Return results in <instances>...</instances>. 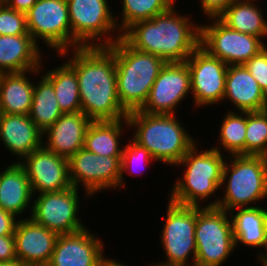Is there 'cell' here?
<instances>
[{
  "instance_id": "6da1fadb",
  "label": "cell",
  "mask_w": 267,
  "mask_h": 266,
  "mask_svg": "<svg viewBox=\"0 0 267 266\" xmlns=\"http://www.w3.org/2000/svg\"><path fill=\"white\" fill-rule=\"evenodd\" d=\"M72 52L67 62L76 71L81 111L91 121L127 118L118 99L114 53L107 46L77 47Z\"/></svg>"
},
{
  "instance_id": "7a4b0ae2",
  "label": "cell",
  "mask_w": 267,
  "mask_h": 266,
  "mask_svg": "<svg viewBox=\"0 0 267 266\" xmlns=\"http://www.w3.org/2000/svg\"><path fill=\"white\" fill-rule=\"evenodd\" d=\"M172 6L152 19L133 23L122 38L134 49L162 58L166 63L185 62L200 45V25L190 15H179Z\"/></svg>"
},
{
  "instance_id": "3957f363",
  "label": "cell",
  "mask_w": 267,
  "mask_h": 266,
  "mask_svg": "<svg viewBox=\"0 0 267 266\" xmlns=\"http://www.w3.org/2000/svg\"><path fill=\"white\" fill-rule=\"evenodd\" d=\"M176 117L175 114H150L139 110L129 112V128H135L131 139L146 148L154 160L176 165L196 144Z\"/></svg>"
},
{
  "instance_id": "277c9868",
  "label": "cell",
  "mask_w": 267,
  "mask_h": 266,
  "mask_svg": "<svg viewBox=\"0 0 267 266\" xmlns=\"http://www.w3.org/2000/svg\"><path fill=\"white\" fill-rule=\"evenodd\" d=\"M107 47L115 56L121 106L128 113L140 110L166 62L156 55L132 48L122 37Z\"/></svg>"
},
{
  "instance_id": "5b68a950",
  "label": "cell",
  "mask_w": 267,
  "mask_h": 266,
  "mask_svg": "<svg viewBox=\"0 0 267 266\" xmlns=\"http://www.w3.org/2000/svg\"><path fill=\"white\" fill-rule=\"evenodd\" d=\"M196 145L176 164V166L185 165L186 171L173 185L169 200L180 205L200 207V201L205 199L206 203V199L216 194L222 186L226 157L219 149L220 146L198 151Z\"/></svg>"
},
{
  "instance_id": "8992f818",
  "label": "cell",
  "mask_w": 267,
  "mask_h": 266,
  "mask_svg": "<svg viewBox=\"0 0 267 266\" xmlns=\"http://www.w3.org/2000/svg\"><path fill=\"white\" fill-rule=\"evenodd\" d=\"M227 157L230 161L225 160L222 172V187L227 183L224 197L206 207L230 212L235 208L255 207L252 203L267 199V157L228 154Z\"/></svg>"
},
{
  "instance_id": "52a82bcc",
  "label": "cell",
  "mask_w": 267,
  "mask_h": 266,
  "mask_svg": "<svg viewBox=\"0 0 267 266\" xmlns=\"http://www.w3.org/2000/svg\"><path fill=\"white\" fill-rule=\"evenodd\" d=\"M229 214L217 207L196 206L195 266H221L236 249Z\"/></svg>"
},
{
  "instance_id": "ba28073f",
  "label": "cell",
  "mask_w": 267,
  "mask_h": 266,
  "mask_svg": "<svg viewBox=\"0 0 267 266\" xmlns=\"http://www.w3.org/2000/svg\"><path fill=\"white\" fill-rule=\"evenodd\" d=\"M66 1L72 30V48L110 46L122 37L117 28L118 18H114L108 0ZM115 31L118 36L114 37L110 33Z\"/></svg>"
},
{
  "instance_id": "9c48e42d",
  "label": "cell",
  "mask_w": 267,
  "mask_h": 266,
  "mask_svg": "<svg viewBox=\"0 0 267 266\" xmlns=\"http://www.w3.org/2000/svg\"><path fill=\"white\" fill-rule=\"evenodd\" d=\"M26 20L28 32L38 45L43 40L59 56H69L72 30L66 0L37 1L26 12Z\"/></svg>"
},
{
  "instance_id": "30bf717a",
  "label": "cell",
  "mask_w": 267,
  "mask_h": 266,
  "mask_svg": "<svg viewBox=\"0 0 267 266\" xmlns=\"http://www.w3.org/2000/svg\"><path fill=\"white\" fill-rule=\"evenodd\" d=\"M209 20L213 24L200 25V46L228 66L244 65L266 46L265 40L233 30L219 18Z\"/></svg>"
},
{
  "instance_id": "8fae6325",
  "label": "cell",
  "mask_w": 267,
  "mask_h": 266,
  "mask_svg": "<svg viewBox=\"0 0 267 266\" xmlns=\"http://www.w3.org/2000/svg\"><path fill=\"white\" fill-rule=\"evenodd\" d=\"M168 202L165 224L161 231V244L167 256L164 260L171 264L195 266L196 206L180 205L170 200ZM190 256L193 259L191 264L188 263Z\"/></svg>"
},
{
  "instance_id": "7c38bea8",
  "label": "cell",
  "mask_w": 267,
  "mask_h": 266,
  "mask_svg": "<svg viewBox=\"0 0 267 266\" xmlns=\"http://www.w3.org/2000/svg\"><path fill=\"white\" fill-rule=\"evenodd\" d=\"M122 156H101L84 148L68 159L72 186L84 187L85 195L120 187Z\"/></svg>"
},
{
  "instance_id": "4fadbf2b",
  "label": "cell",
  "mask_w": 267,
  "mask_h": 266,
  "mask_svg": "<svg viewBox=\"0 0 267 266\" xmlns=\"http://www.w3.org/2000/svg\"><path fill=\"white\" fill-rule=\"evenodd\" d=\"M79 188L40 193L31 206V217L57 235L71 234L86 227L78 219Z\"/></svg>"
},
{
  "instance_id": "5bb4252c",
  "label": "cell",
  "mask_w": 267,
  "mask_h": 266,
  "mask_svg": "<svg viewBox=\"0 0 267 266\" xmlns=\"http://www.w3.org/2000/svg\"><path fill=\"white\" fill-rule=\"evenodd\" d=\"M191 77L193 104L198 108L221 102L225 94L228 65L200 45L185 61Z\"/></svg>"
},
{
  "instance_id": "9a60e30c",
  "label": "cell",
  "mask_w": 267,
  "mask_h": 266,
  "mask_svg": "<svg viewBox=\"0 0 267 266\" xmlns=\"http://www.w3.org/2000/svg\"><path fill=\"white\" fill-rule=\"evenodd\" d=\"M191 93V77L186 62L166 63L150 89L141 112L176 114L175 109Z\"/></svg>"
},
{
  "instance_id": "2e32d148",
  "label": "cell",
  "mask_w": 267,
  "mask_h": 266,
  "mask_svg": "<svg viewBox=\"0 0 267 266\" xmlns=\"http://www.w3.org/2000/svg\"><path fill=\"white\" fill-rule=\"evenodd\" d=\"M20 164L26 171L34 196L72 187L68 159L56 155L44 145L27 155Z\"/></svg>"
},
{
  "instance_id": "e0dca14e",
  "label": "cell",
  "mask_w": 267,
  "mask_h": 266,
  "mask_svg": "<svg viewBox=\"0 0 267 266\" xmlns=\"http://www.w3.org/2000/svg\"><path fill=\"white\" fill-rule=\"evenodd\" d=\"M58 236L29 216L18 219L14 232L17 260L24 266H47Z\"/></svg>"
},
{
  "instance_id": "ac0fdd59",
  "label": "cell",
  "mask_w": 267,
  "mask_h": 266,
  "mask_svg": "<svg viewBox=\"0 0 267 266\" xmlns=\"http://www.w3.org/2000/svg\"><path fill=\"white\" fill-rule=\"evenodd\" d=\"M102 240L87 228L59 235L47 266H100L104 257Z\"/></svg>"
},
{
  "instance_id": "d6986e66",
  "label": "cell",
  "mask_w": 267,
  "mask_h": 266,
  "mask_svg": "<svg viewBox=\"0 0 267 266\" xmlns=\"http://www.w3.org/2000/svg\"><path fill=\"white\" fill-rule=\"evenodd\" d=\"M91 122L82 111L63 113L43 132V137L47 136L43 145L56 155L69 159L84 147L85 133Z\"/></svg>"
},
{
  "instance_id": "ffe728a7",
  "label": "cell",
  "mask_w": 267,
  "mask_h": 266,
  "mask_svg": "<svg viewBox=\"0 0 267 266\" xmlns=\"http://www.w3.org/2000/svg\"><path fill=\"white\" fill-rule=\"evenodd\" d=\"M43 132L29 115L0 113V140L19 161L43 145Z\"/></svg>"
},
{
  "instance_id": "44dd1931",
  "label": "cell",
  "mask_w": 267,
  "mask_h": 266,
  "mask_svg": "<svg viewBox=\"0 0 267 266\" xmlns=\"http://www.w3.org/2000/svg\"><path fill=\"white\" fill-rule=\"evenodd\" d=\"M230 100L239 112L267 109V95L244 65H229L223 101Z\"/></svg>"
},
{
  "instance_id": "7402d4cb",
  "label": "cell",
  "mask_w": 267,
  "mask_h": 266,
  "mask_svg": "<svg viewBox=\"0 0 267 266\" xmlns=\"http://www.w3.org/2000/svg\"><path fill=\"white\" fill-rule=\"evenodd\" d=\"M39 45L31 35H0V71L25 72L41 69Z\"/></svg>"
},
{
  "instance_id": "603a6c76",
  "label": "cell",
  "mask_w": 267,
  "mask_h": 266,
  "mask_svg": "<svg viewBox=\"0 0 267 266\" xmlns=\"http://www.w3.org/2000/svg\"><path fill=\"white\" fill-rule=\"evenodd\" d=\"M33 196L26 171L19 162L0 171V208L19 217L31 206Z\"/></svg>"
},
{
  "instance_id": "cb8c5ba5",
  "label": "cell",
  "mask_w": 267,
  "mask_h": 266,
  "mask_svg": "<svg viewBox=\"0 0 267 266\" xmlns=\"http://www.w3.org/2000/svg\"><path fill=\"white\" fill-rule=\"evenodd\" d=\"M41 69L3 73L0 78V113L28 115L34 93V82L26 76L39 74Z\"/></svg>"
},
{
  "instance_id": "d4e9b609",
  "label": "cell",
  "mask_w": 267,
  "mask_h": 266,
  "mask_svg": "<svg viewBox=\"0 0 267 266\" xmlns=\"http://www.w3.org/2000/svg\"><path fill=\"white\" fill-rule=\"evenodd\" d=\"M238 212L231 210L235 246L244 244L246 247L267 248V209L261 206L235 208Z\"/></svg>"
},
{
  "instance_id": "484cf974",
  "label": "cell",
  "mask_w": 267,
  "mask_h": 266,
  "mask_svg": "<svg viewBox=\"0 0 267 266\" xmlns=\"http://www.w3.org/2000/svg\"><path fill=\"white\" fill-rule=\"evenodd\" d=\"M254 0H236L218 18L229 28L241 33L267 38V20ZM258 1V0H255Z\"/></svg>"
},
{
  "instance_id": "4316f807",
  "label": "cell",
  "mask_w": 267,
  "mask_h": 266,
  "mask_svg": "<svg viewBox=\"0 0 267 266\" xmlns=\"http://www.w3.org/2000/svg\"><path fill=\"white\" fill-rule=\"evenodd\" d=\"M129 127L127 118L116 121H92L85 133L84 149L103 156H122L120 148L122 125Z\"/></svg>"
},
{
  "instance_id": "83f0119b",
  "label": "cell",
  "mask_w": 267,
  "mask_h": 266,
  "mask_svg": "<svg viewBox=\"0 0 267 266\" xmlns=\"http://www.w3.org/2000/svg\"><path fill=\"white\" fill-rule=\"evenodd\" d=\"M41 80L34 86L33 101L29 112L30 119L42 131H46L63 114L52 82L42 73Z\"/></svg>"
},
{
  "instance_id": "f1b7e54d",
  "label": "cell",
  "mask_w": 267,
  "mask_h": 266,
  "mask_svg": "<svg viewBox=\"0 0 267 266\" xmlns=\"http://www.w3.org/2000/svg\"><path fill=\"white\" fill-rule=\"evenodd\" d=\"M51 82L56 100L63 113L81 112L78 79L75 69L65 61L60 67L50 69L44 74Z\"/></svg>"
},
{
  "instance_id": "f546056e",
  "label": "cell",
  "mask_w": 267,
  "mask_h": 266,
  "mask_svg": "<svg viewBox=\"0 0 267 266\" xmlns=\"http://www.w3.org/2000/svg\"><path fill=\"white\" fill-rule=\"evenodd\" d=\"M247 126V112H227L224 116L220 132L219 143L222 149L230 155H245V136Z\"/></svg>"
},
{
  "instance_id": "4dcf8cb0",
  "label": "cell",
  "mask_w": 267,
  "mask_h": 266,
  "mask_svg": "<svg viewBox=\"0 0 267 266\" xmlns=\"http://www.w3.org/2000/svg\"><path fill=\"white\" fill-rule=\"evenodd\" d=\"M122 20L117 28L122 34L133 23L152 19L154 16L169 10L175 0H122ZM121 25V26H120Z\"/></svg>"
},
{
  "instance_id": "1f68e13d",
  "label": "cell",
  "mask_w": 267,
  "mask_h": 266,
  "mask_svg": "<svg viewBox=\"0 0 267 266\" xmlns=\"http://www.w3.org/2000/svg\"><path fill=\"white\" fill-rule=\"evenodd\" d=\"M245 155L267 157V109L247 112Z\"/></svg>"
},
{
  "instance_id": "d6a6232c",
  "label": "cell",
  "mask_w": 267,
  "mask_h": 266,
  "mask_svg": "<svg viewBox=\"0 0 267 266\" xmlns=\"http://www.w3.org/2000/svg\"><path fill=\"white\" fill-rule=\"evenodd\" d=\"M151 160H154L151 153L146 148L138 145L136 142L130 139V142L123 148L121 157L120 187L125 188V183L123 181L125 172L128 173L129 171V174L133 176L135 175V172H137L138 167L142 168L141 165L143 164L144 169L145 167H147L146 165H148ZM134 166L137 168V170ZM141 168H139V172L137 174L140 173Z\"/></svg>"
},
{
  "instance_id": "836d02e7",
  "label": "cell",
  "mask_w": 267,
  "mask_h": 266,
  "mask_svg": "<svg viewBox=\"0 0 267 266\" xmlns=\"http://www.w3.org/2000/svg\"><path fill=\"white\" fill-rule=\"evenodd\" d=\"M0 35H30L26 13L16 11L3 4L0 8Z\"/></svg>"
},
{
  "instance_id": "e575fe53",
  "label": "cell",
  "mask_w": 267,
  "mask_h": 266,
  "mask_svg": "<svg viewBox=\"0 0 267 266\" xmlns=\"http://www.w3.org/2000/svg\"><path fill=\"white\" fill-rule=\"evenodd\" d=\"M244 66L267 95V45L248 60Z\"/></svg>"
},
{
  "instance_id": "d590c367",
  "label": "cell",
  "mask_w": 267,
  "mask_h": 266,
  "mask_svg": "<svg viewBox=\"0 0 267 266\" xmlns=\"http://www.w3.org/2000/svg\"><path fill=\"white\" fill-rule=\"evenodd\" d=\"M236 0H200L205 16L218 18Z\"/></svg>"
},
{
  "instance_id": "8d00e7d4",
  "label": "cell",
  "mask_w": 267,
  "mask_h": 266,
  "mask_svg": "<svg viewBox=\"0 0 267 266\" xmlns=\"http://www.w3.org/2000/svg\"><path fill=\"white\" fill-rule=\"evenodd\" d=\"M17 260L14 235L0 236V262Z\"/></svg>"
},
{
  "instance_id": "74e56055",
  "label": "cell",
  "mask_w": 267,
  "mask_h": 266,
  "mask_svg": "<svg viewBox=\"0 0 267 266\" xmlns=\"http://www.w3.org/2000/svg\"><path fill=\"white\" fill-rule=\"evenodd\" d=\"M17 222L14 214L0 208V236L14 235Z\"/></svg>"
},
{
  "instance_id": "f35d334b",
  "label": "cell",
  "mask_w": 267,
  "mask_h": 266,
  "mask_svg": "<svg viewBox=\"0 0 267 266\" xmlns=\"http://www.w3.org/2000/svg\"><path fill=\"white\" fill-rule=\"evenodd\" d=\"M37 0H4V4L16 11L26 13Z\"/></svg>"
},
{
  "instance_id": "ab89813d",
  "label": "cell",
  "mask_w": 267,
  "mask_h": 266,
  "mask_svg": "<svg viewBox=\"0 0 267 266\" xmlns=\"http://www.w3.org/2000/svg\"><path fill=\"white\" fill-rule=\"evenodd\" d=\"M100 266H126L123 263L117 262V260L103 257Z\"/></svg>"
},
{
  "instance_id": "60d3db41",
  "label": "cell",
  "mask_w": 267,
  "mask_h": 266,
  "mask_svg": "<svg viewBox=\"0 0 267 266\" xmlns=\"http://www.w3.org/2000/svg\"><path fill=\"white\" fill-rule=\"evenodd\" d=\"M0 266H24V265L18 260H12V261L0 262Z\"/></svg>"
},
{
  "instance_id": "b9f144b4",
  "label": "cell",
  "mask_w": 267,
  "mask_h": 266,
  "mask_svg": "<svg viewBox=\"0 0 267 266\" xmlns=\"http://www.w3.org/2000/svg\"><path fill=\"white\" fill-rule=\"evenodd\" d=\"M265 251V254L263 253V252H260L259 253V261H260V263H262L261 265L262 266H267V248H266V250H264Z\"/></svg>"
},
{
  "instance_id": "7bdbcfd3",
  "label": "cell",
  "mask_w": 267,
  "mask_h": 266,
  "mask_svg": "<svg viewBox=\"0 0 267 266\" xmlns=\"http://www.w3.org/2000/svg\"><path fill=\"white\" fill-rule=\"evenodd\" d=\"M148 266H186V265H180V264H171V263H166V262H159V264L156 263V265L150 264Z\"/></svg>"
},
{
  "instance_id": "ee69618b",
  "label": "cell",
  "mask_w": 267,
  "mask_h": 266,
  "mask_svg": "<svg viewBox=\"0 0 267 266\" xmlns=\"http://www.w3.org/2000/svg\"><path fill=\"white\" fill-rule=\"evenodd\" d=\"M4 4V0H0V8Z\"/></svg>"
}]
</instances>
